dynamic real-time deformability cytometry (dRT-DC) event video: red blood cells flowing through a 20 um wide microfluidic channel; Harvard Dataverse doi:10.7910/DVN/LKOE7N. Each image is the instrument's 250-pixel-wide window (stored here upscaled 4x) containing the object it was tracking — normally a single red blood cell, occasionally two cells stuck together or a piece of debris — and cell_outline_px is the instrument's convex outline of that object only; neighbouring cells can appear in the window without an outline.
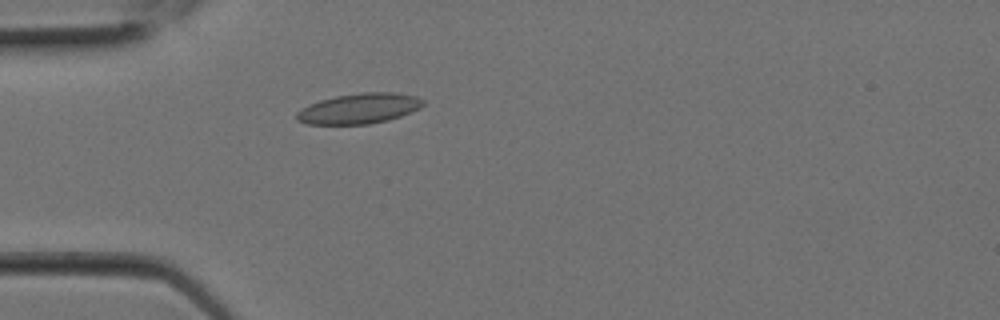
{"species": "Egyptian fruit bat (a non-hibernating species)", "species_latin": "Rousettus aegyptiacus", "temperature_condition": "room temperature", "stored_images_in_passage": 9, "camera_frame_rate_fps": 3000, "um_per_image_px": 0.085, "animal": {"sex": "female"}, "frame": {"image": 1, "passage_image": 6, "time_ms": 1.667, "image_size_px": [1000, 320], "cell_outline_px": [[424, 104], [420, 108], [412, 112], [388, 120], [368, 124], [308, 124], [296, 120], [296, 112], [300, 108], [308, 104], [320, 100], [336, 96], [360, 92], [392, 92], [416, 96], [424, 100]], "centroid_in_image_um": [30.51, 9.22], "position_along_channel_um": 54.5, "area_um2": 22.48}}
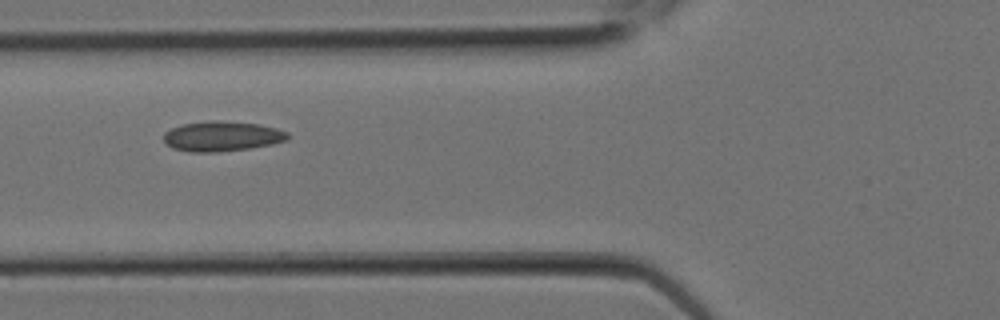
{"frame": {"image": 2, "passage_image": 8, "time_ms": 2.333, "image_size_px": [1000, 320], "cell_outline_px": [[288, 140], [272, 144], [248, 148], [216, 152], [188, 152], [172, 148], [164, 140], [164, 132], [180, 124], [212, 120], [216, 120], [260, 124], [276, 128], [288, 132]], "centroid_in_image_um": [18.86, 11.57], "position_along_channel_um": 106.9, "area_um2": 21.73}}
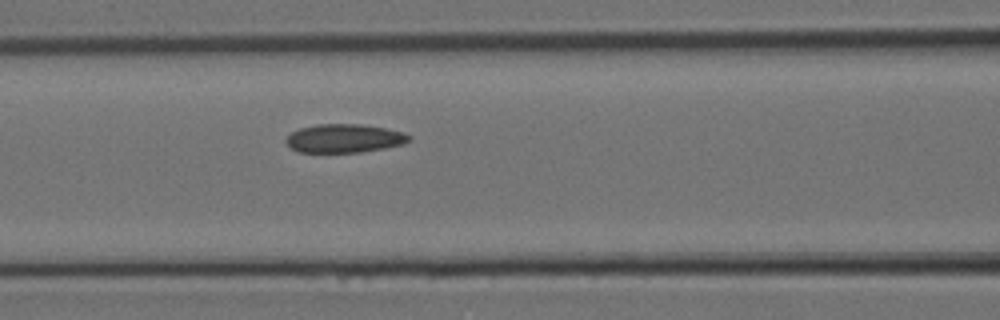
{"frame": {"image": 3, "passage_image": 9, "time_ms": 2.667, "image_size_px": [1000, 320], "cell_outline_px": [[408, 140], [404, 144], [384, 148], [360, 152], [300, 152], [292, 148], [284, 140], [292, 132], [300, 128], [316, 124], [360, 124], [384, 128], [404, 132], [408, 136]], "centroid_in_image_um": [29.24, 11.76], "position_along_channel_um": 137.4, "area_um2": 20.23}}